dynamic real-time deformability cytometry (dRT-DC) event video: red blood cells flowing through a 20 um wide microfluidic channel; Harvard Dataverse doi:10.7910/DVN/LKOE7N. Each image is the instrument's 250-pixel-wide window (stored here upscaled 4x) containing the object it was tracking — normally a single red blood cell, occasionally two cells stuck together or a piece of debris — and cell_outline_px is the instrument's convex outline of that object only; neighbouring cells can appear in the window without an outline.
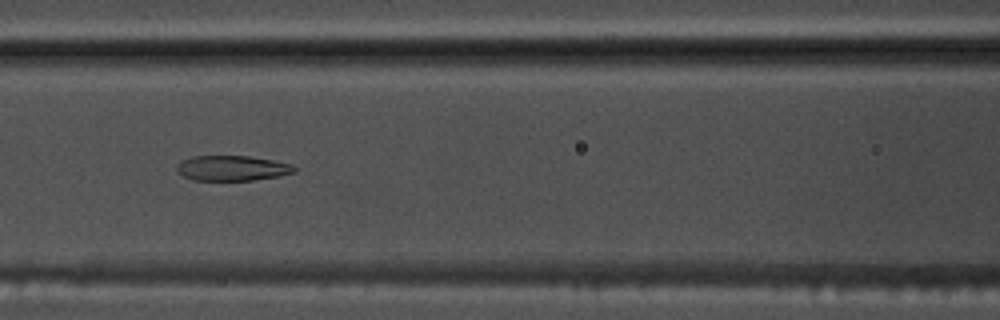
{"species": "common noctule bat (a hibernating species)", "species_latin": "Nyctalus noctula", "temperature_condition": "warm", "stored_images_in_passage": 40, "camera_frame_rate_fps": 3000, "um_per_image_px": 0.085, "animal": {"sex": "male", "body_mass_g": 17.5, "forearm_length_mm": 52.3}, "frame": {"image": 1, "passage_image": 17, "time_ms": 5.333, "image_size_px": [1000, 320], "cell_outline_px": [[296, 172], [280, 176], [252, 180], [192, 180], [184, 176], [176, 168], [176, 164], [180, 160], [192, 156], [248, 156], [272, 160], [292, 164], [296, 168]], "centroid_in_image_um": [19.73, 14.29], "position_along_channel_um": 146.9, "area_um2": 17.28}}
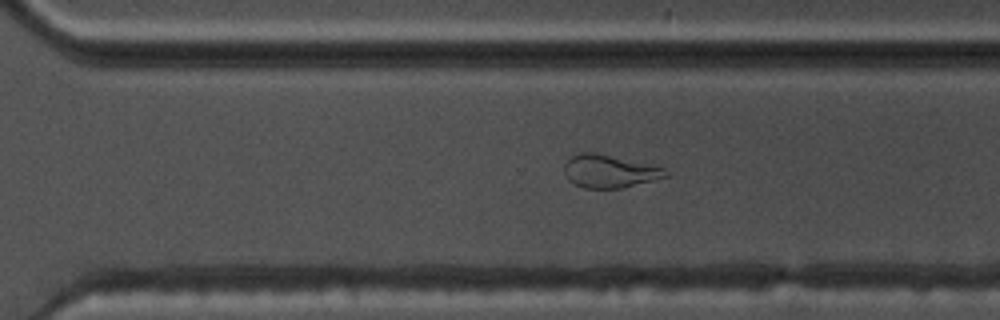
{"frame": {"image": 2, "passage_image": 31, "time_ms": 10.0, "image_size_px": [1000, 320], "cell_outline_px": [[668, 176], [620, 188], [584, 188], [568, 180], [564, 172], [564, 164], [572, 156], [580, 152], [592, 152], [664, 168], [668, 172]], "centroid_in_image_um": [51.75, 14.56], "position_along_channel_um": 318.9, "area_um2": 18.9}}
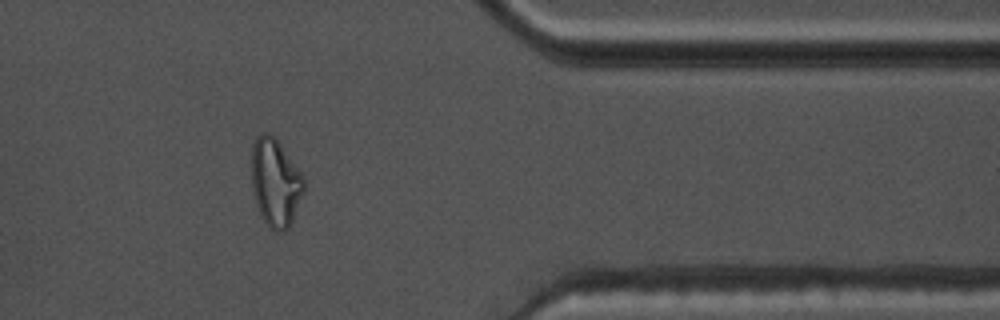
{"frame": {"image": 3, "passage_image": 38, "time_ms": 12.333, "image_size_px": [1000, 320], "cell_outline_px": [[304, 192], [292, 220], [288, 228], [284, 232], [276, 232], [260, 216], [256, 204], [252, 188], [252, 144], [256, 136], [264, 132], [268, 132], [276, 136], [304, 176]], "centroid_in_image_um": [23.41, 15.47], "position_along_channel_um": 388.0, "area_um2": 27.11}, "authors_computed_cell_mechanics": {"area_um2": 19.5075, "velocity_mm_per_s": 3.7006, "shape_relaxation_time_tau1_ms": null, "shape_relaxation_time_tau2_ms": 1.8678, "deformation_change_tau1": null, "deformation_change_tau2": 0.0999}}